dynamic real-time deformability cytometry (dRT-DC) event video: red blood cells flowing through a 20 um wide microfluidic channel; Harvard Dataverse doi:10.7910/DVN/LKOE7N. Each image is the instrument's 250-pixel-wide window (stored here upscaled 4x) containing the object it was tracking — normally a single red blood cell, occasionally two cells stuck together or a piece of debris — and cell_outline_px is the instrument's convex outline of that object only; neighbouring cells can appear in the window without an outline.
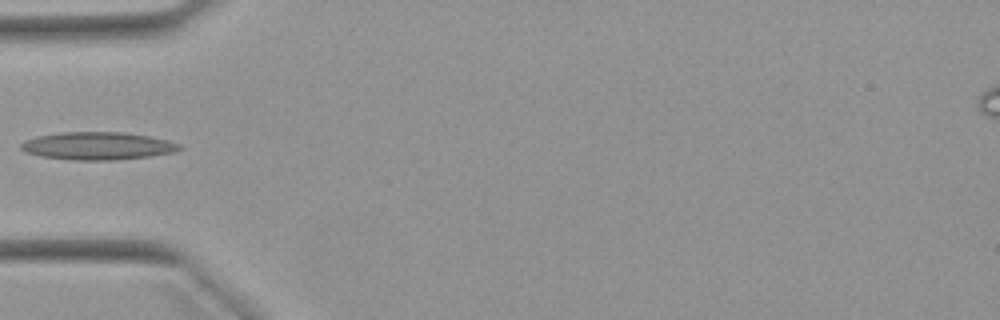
{"species": "Egyptian fruit bat (a non-hibernating species)", "species_latin": "Rousettus aegyptiacus", "temperature_condition": "warm", "stored_images_in_passage": 32, "camera_frame_rate_fps": 3000, "um_per_image_px": 0.085, "animal": {"sex": "female"}, "frame": {"image": 1, "passage_image": 1, "time_ms": 0.0, "image_size_px": [1000, 320], "cell_outline_px": [[184, 148], [176, 152], [152, 156], [116, 160], [72, 160], [40, 156], [24, 152], [20, 148], [20, 144], [24, 140], [36, 136], [60, 132], [124, 132], [148, 136], [168, 140], [180, 144]], "centroid_in_image_um": [8.3, 12.4], "position_along_channel_um": 76.7, "area_um2": 25.95}}
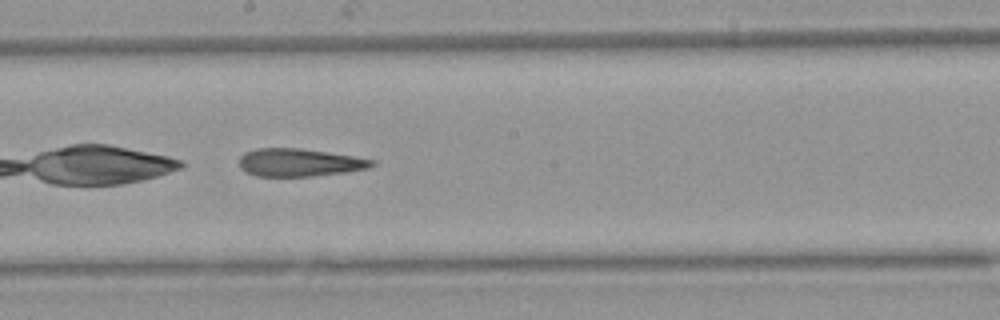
{"frame": {"image": 2, "passage_image": 12, "time_ms": 3.667, "image_size_px": [1000, 320], "cell_outline_px": [[376, 164], [368, 168], [344, 172], [312, 176], [256, 176], [244, 172], [240, 168], [240, 156], [244, 152], [256, 148], [300, 148], [328, 152], [376, 160]], "centroid_in_image_um": [25.42, 13.81], "position_along_channel_um": 222.8, "area_um2": 21.56}}
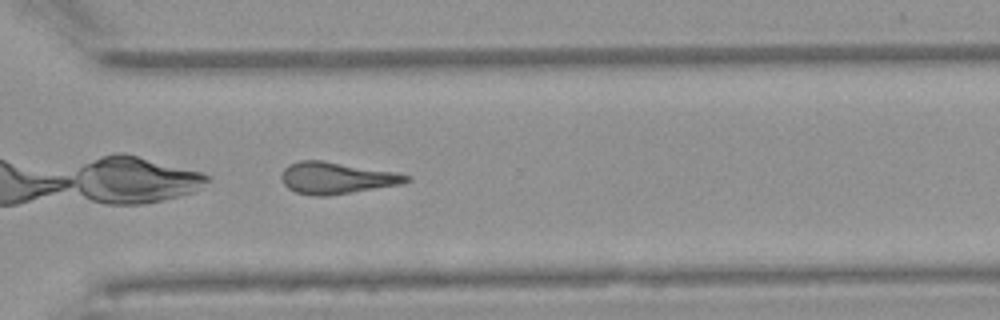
{"frame": {"image": 3, "passage_image": 21, "time_ms": 6.667, "image_size_px": [1000, 320], "cell_outline_px": [[412, 180], [400, 184], [328, 196], [316, 196], [296, 192], [288, 188], [284, 184], [280, 176], [284, 168], [288, 164], [300, 160], [324, 160], [396, 172], [412, 176]], "centroid_in_image_um": [28.6, 15.11], "position_along_channel_um": 342.0, "area_um2": 23.18}}